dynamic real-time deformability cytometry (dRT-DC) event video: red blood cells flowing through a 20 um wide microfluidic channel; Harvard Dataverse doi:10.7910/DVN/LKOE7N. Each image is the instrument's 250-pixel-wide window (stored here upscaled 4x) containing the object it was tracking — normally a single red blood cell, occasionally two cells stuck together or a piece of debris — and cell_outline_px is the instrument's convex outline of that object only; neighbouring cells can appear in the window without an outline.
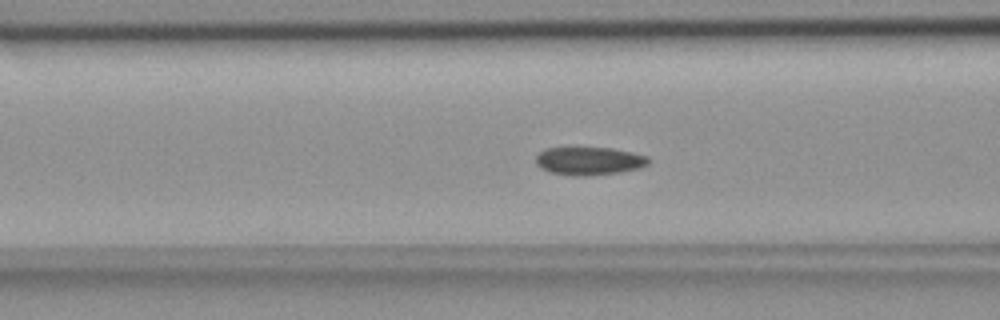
{"species": "common noctule bat (a hibernating species)", "species_latin": "Nyctalus noctula", "temperature_condition": "room temperature", "stored_images_in_passage": 54, "camera_frame_rate_fps": 3000, "um_per_image_px": 0.085, "animal": {"sex": "female", "body_mass_g": 18.4}, "frame": {"image": 1, "passage_image": 19, "time_ms": 6.0, "image_size_px": [1000, 320], "cell_outline_px": [[652, 160], [648, 164], [640, 168], [620, 172], [588, 176], [572, 176], [548, 172], [536, 164], [536, 156], [544, 148], [612, 148], [632, 152], [648, 156]], "centroid_in_image_um": [50.1, 13.69], "position_along_channel_um": 116.5, "area_um2": 18.61}}
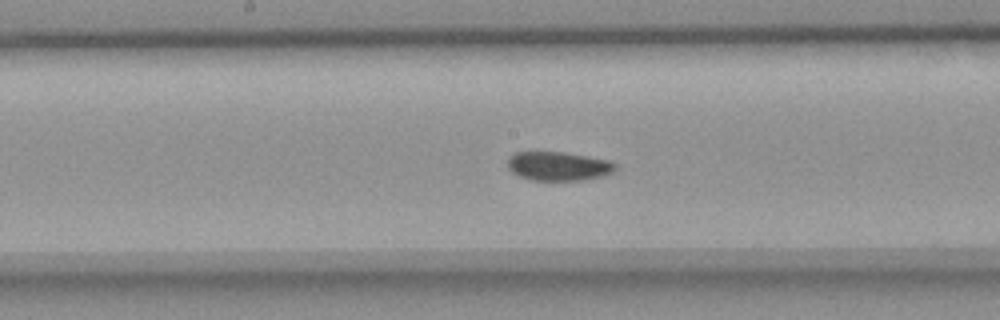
{"frame": {"image": 2, "passage_image": 26, "time_ms": 8.333, "image_size_px": [1000, 320], "cell_outline_px": [[616, 168], [612, 172], [600, 176], [584, 180], [528, 180], [512, 172], [508, 168], [508, 156], [516, 152], [564, 152], [612, 160], [616, 164]], "centroid_in_image_um": [47.46, 14.11], "position_along_channel_um": 200.7, "area_um2": 18.26}}
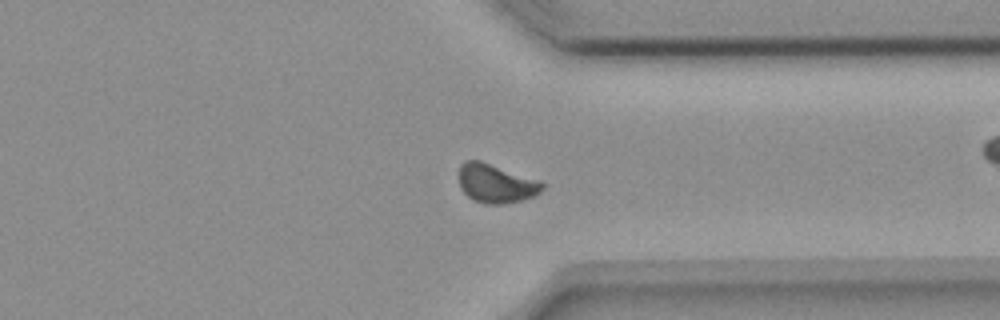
{"frame": {"image": 3, "passage_image": 40, "time_ms": 13.0, "image_size_px": [1000, 320], "cell_outline_px": [[544, 188], [540, 192], [532, 196], [520, 200], [500, 204], [488, 204], [472, 200], [460, 188], [460, 164], [464, 160], [480, 160], [540, 180], [544, 184]], "centroid_in_image_um": [42.15, 15.58], "position_along_channel_um": 369.3, "area_um2": 18.79}, "authors_computed_cell_mechanics": {"area_um2": 18.496, "velocity_mm_per_s": 3.6217, "shape_relaxation_time_tau1_ms": 6.7784, "shape_relaxation_time_tau2_ms": 2.6995, "deformation_change_tau1": 0.0895, "deformation_change_tau2": 0.042}}